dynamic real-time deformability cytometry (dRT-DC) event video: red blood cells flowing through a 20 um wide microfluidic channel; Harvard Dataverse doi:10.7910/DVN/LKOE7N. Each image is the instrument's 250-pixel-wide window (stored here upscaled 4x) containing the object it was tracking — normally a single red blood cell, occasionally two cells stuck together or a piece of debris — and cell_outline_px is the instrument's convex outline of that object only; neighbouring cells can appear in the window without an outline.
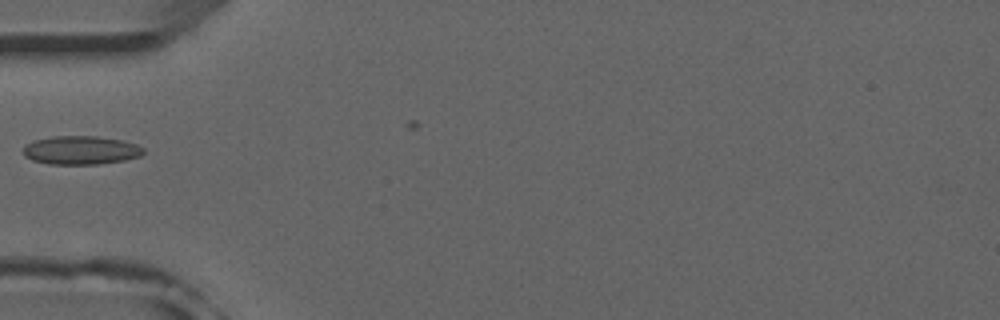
{"species": "common noctule bat (a hibernating species)", "species_latin": "Nyctalus noctula", "temperature_condition": "room temperature", "stored_images_in_passage": 6, "camera_frame_rate_fps": 3000, "um_per_image_px": 0.085, "animal": {"sex": "male", "forearm_length_mm": 52.5}, "frame": {"image": 1, "passage_image": 1, "time_ms": 0.0, "image_size_px": [1000, 320], "cell_outline_px": [[144, 152], [140, 156], [124, 160], [100, 164], [48, 164], [32, 160], [24, 156], [24, 144], [36, 140], [52, 136], [96, 136], [120, 140], [136, 144], [144, 148]], "centroid_in_image_um": [6.86, 12.77], "position_along_channel_um": 78.1, "area_um2": 20.0}}